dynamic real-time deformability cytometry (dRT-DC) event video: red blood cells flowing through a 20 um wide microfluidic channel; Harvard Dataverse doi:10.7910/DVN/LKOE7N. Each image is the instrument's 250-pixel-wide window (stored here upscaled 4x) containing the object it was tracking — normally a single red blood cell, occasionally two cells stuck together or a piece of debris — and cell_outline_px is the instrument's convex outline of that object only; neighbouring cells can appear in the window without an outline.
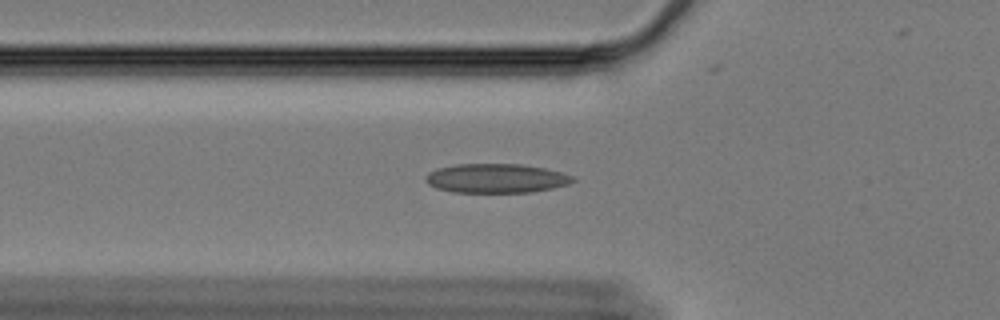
{"species": "Egyptian fruit bat (a non-hibernating species)", "species_latin": "Rousettus aegyptiacus", "temperature_condition": "cold", "stored_images_in_passage": 28, "camera_frame_rate_fps": 3000, "um_per_image_px": 0.085, "animal": {"sex": "female"}, "frame": {"image": 1, "passage_image": 2, "time_ms": 0.333, "image_size_px": [1000, 320], "cell_outline_px": [[576, 180], [568, 184], [552, 188], [532, 192], [452, 192], [436, 188], [428, 184], [424, 180], [424, 176], [428, 172], [436, 168], [456, 164], [520, 164], [544, 168], [560, 172], [572, 176]], "centroid_in_image_um": [42.12, 15.15], "position_along_channel_um": 83.7, "area_um2": 25.09}}
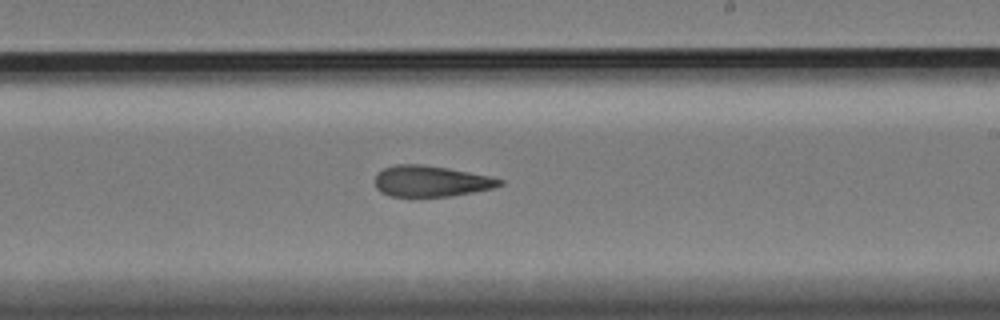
{"frame": {"image": 2, "passage_image": 17, "time_ms": 5.333, "image_size_px": [1000, 320], "cell_outline_px": [[504, 184], [492, 188], [472, 192], [448, 196], [392, 196], [380, 192], [376, 188], [376, 176], [384, 168], [396, 164], [420, 164], [448, 168], [488, 176], [504, 180]], "centroid_in_image_um": [36.63, 15.4], "position_along_channel_um": 252.4, "area_um2": 22.2}}
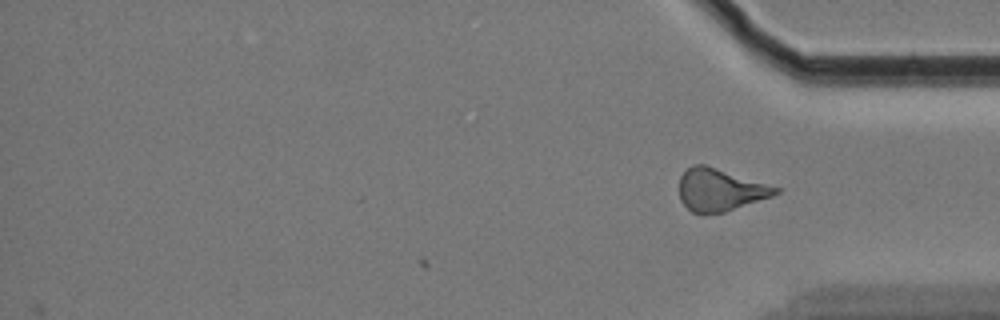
{"frame": {"image": 3, "passage_image": 28, "time_ms": 9.0, "image_size_px": [1000, 320], "cell_outline_px": [[780, 192], [772, 196], [724, 212], [692, 212], [680, 200], [680, 176], [692, 164], [704, 164], [780, 188]], "centroid_in_image_um": [61.19, 16.12], "position_along_channel_um": 374.0, "area_um2": 23.24}, "authors_computed_cell_mechanics": {"area_um2": 23.2356, "velocity_mm_per_s": 3.354, "shape_relaxation_time_tau1_ms": null, "shape_relaxation_time_tau2_ms": 6.7603, "deformation_change_tau1": null, "deformation_change_tau2": 0.1732}}